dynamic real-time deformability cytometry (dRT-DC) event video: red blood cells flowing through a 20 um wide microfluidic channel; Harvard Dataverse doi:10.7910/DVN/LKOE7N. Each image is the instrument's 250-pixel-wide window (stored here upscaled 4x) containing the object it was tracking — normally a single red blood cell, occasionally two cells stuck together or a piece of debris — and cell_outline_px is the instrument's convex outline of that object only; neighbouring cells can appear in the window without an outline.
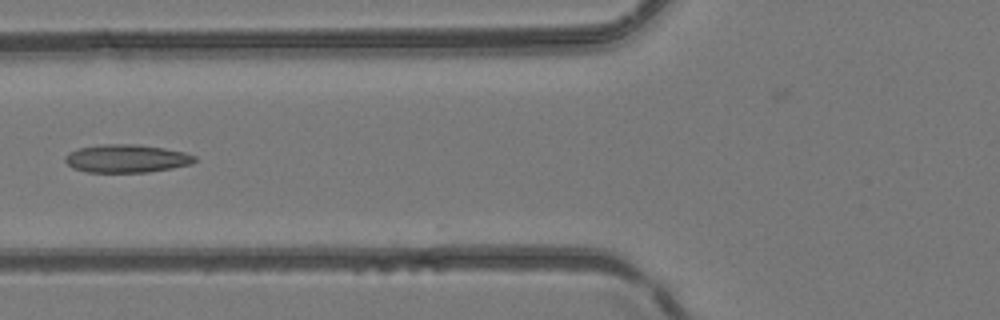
{"species": "common noctule bat (a hibernating species)", "species_latin": "Nyctalus noctula", "temperature_condition": "room temperature", "stored_images_in_passage": 7, "camera_frame_rate_fps": 3000, "um_per_image_px": 0.085, "animal": {"sex": "female", "body_mass_g": 24.6, "forearm_length_mm": 56.2}, "frame": {"image": 1, "passage_image": 5, "time_ms": 6.333, "image_size_px": [1000, 320], "cell_outline_px": [[196, 160], [192, 164], [172, 168], [148, 172], [88, 172], [72, 168], [64, 160], [64, 156], [68, 152], [80, 148], [100, 144], [136, 144], [164, 148], [184, 152], [196, 156]], "centroid_in_image_um": [10.75, 13.47], "position_along_channel_um": 115.1, "area_um2": 21.27}}
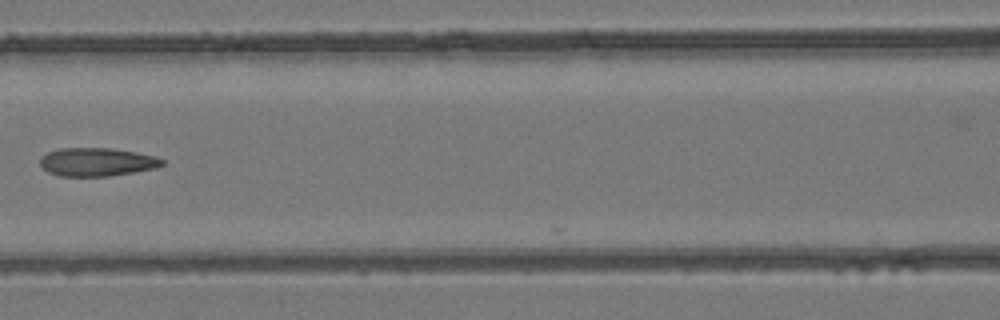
{"frame": {"image": 2, "passage_image": 6, "time_ms": 7.333, "image_size_px": [1000, 320], "cell_outline_px": [[164, 164], [156, 168], [108, 176], [60, 176], [48, 172], [40, 164], [40, 156], [48, 152], [60, 148], [112, 148], [136, 152], [156, 156], [164, 160]], "centroid_in_image_um": [8.23, 13.76], "position_along_channel_um": 158.4, "area_um2": 20.17}}